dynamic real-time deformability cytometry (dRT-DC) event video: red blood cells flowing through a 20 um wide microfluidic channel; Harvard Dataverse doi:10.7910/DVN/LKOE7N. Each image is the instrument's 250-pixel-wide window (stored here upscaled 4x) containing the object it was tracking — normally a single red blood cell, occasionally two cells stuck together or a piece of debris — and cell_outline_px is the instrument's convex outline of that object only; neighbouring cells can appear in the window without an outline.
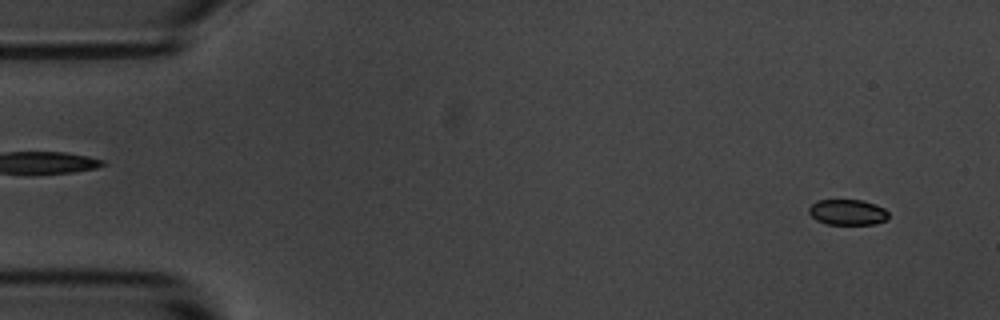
{"species": "common noctule bat (a hibernating species)", "species_latin": "Nyctalus noctula", "temperature_condition": "room temperature", "stored_images_in_passage": 54, "camera_frame_rate_fps": 3000, "um_per_image_px": 0.085, "animal": {"sex": "male", "body_mass_g": 20.1, "forearm_length_mm": 53.5}, "frame": {"image": 1, "passage_image": 3, "time_ms": 0.667, "image_size_px": [1000, 320], "cell_outline_px": [[888, 220], [876, 224], [828, 224], [816, 220], [808, 212], [808, 208], [816, 200], [864, 200], [876, 204], [884, 208], [888, 212]], "centroid_in_image_um": [72.06, 18.03], "position_along_channel_um": 12.9, "area_um2": 12.02}}
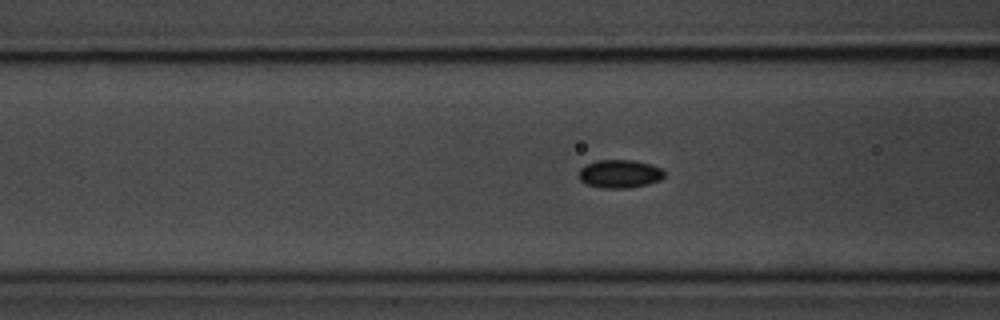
{"frame": {"image": 2, "passage_image": 20, "time_ms": 6.333, "image_size_px": [1000, 320], "cell_outline_px": [[664, 176], [660, 180], [648, 184], [628, 188], [604, 188], [588, 184], [580, 180], [580, 168], [596, 160], [632, 160], [652, 164], [664, 168]], "centroid_in_image_um": [52.73, 14.77], "position_along_channel_um": 113.9, "area_um2": 14.05}}
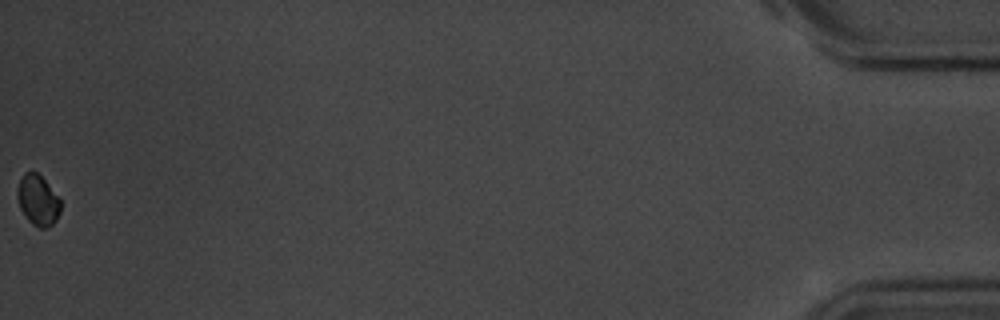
{"frame": {"image": 3, "passage_image": 54, "time_ms": 17.667, "image_size_px": [1000, 320], "cell_outline_px": [[60, 212], [56, 220], [48, 228], [40, 228], [32, 224], [28, 220], [20, 208], [16, 196], [16, 188], [24, 172], [36, 172], [44, 180], [60, 200]], "centroid_in_image_um": [3.19, 17.04], "position_along_channel_um": 432.0, "area_um2": 12.6}, "authors_computed_cell_mechanics": {"area_um2": 13.4096, "velocity_mm_per_s": 3.6847, "shape_relaxation_time_tau1_ms": 6.2202, "shape_relaxation_time_tau2_ms": null, "deformation_change_tau1": 0.1395, "deformation_change_tau2": null}}